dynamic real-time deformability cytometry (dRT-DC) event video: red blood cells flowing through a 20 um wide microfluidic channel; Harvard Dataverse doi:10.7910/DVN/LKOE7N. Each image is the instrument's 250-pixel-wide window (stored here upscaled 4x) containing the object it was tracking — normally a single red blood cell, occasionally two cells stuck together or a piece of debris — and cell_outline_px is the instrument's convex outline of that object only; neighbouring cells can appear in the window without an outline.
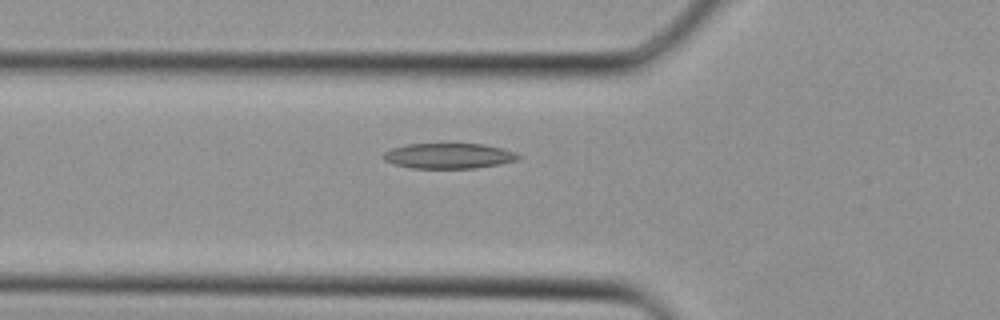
{"species": "Egyptian fruit bat (a non-hibernating species)", "species_latin": "Rousettus aegyptiacus", "temperature_condition": "cold", "stored_images_in_passage": 30, "camera_frame_rate_fps": 3000, "um_per_image_px": 0.085, "animal": {"sex": "female"}, "frame": {"image": 1, "passage_image": 5, "time_ms": 1.333, "image_size_px": [1000, 320], "cell_outline_px": [[520, 156], [516, 160], [500, 164], [476, 168], [412, 168], [392, 164], [384, 160], [384, 152], [392, 148], [408, 144], [484, 144], [516, 152]], "centroid_in_image_um": [38.13, 13.25], "position_along_channel_um": 87.7, "area_um2": 19.83}}
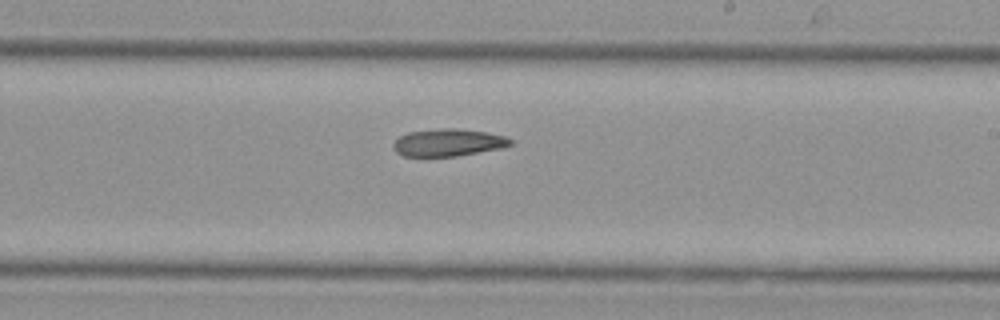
{"frame": {"image": 2, "passage_image": 14, "time_ms": 4.333, "image_size_px": [1000, 320], "cell_outline_px": [[512, 144], [500, 148], [456, 156], [404, 156], [396, 152], [392, 144], [400, 136], [408, 132], [444, 128], [456, 128], [488, 132], [504, 136], [512, 140]], "centroid_in_image_um": [38.09, 12.11], "position_along_channel_um": 250.9, "area_um2": 18.5}}
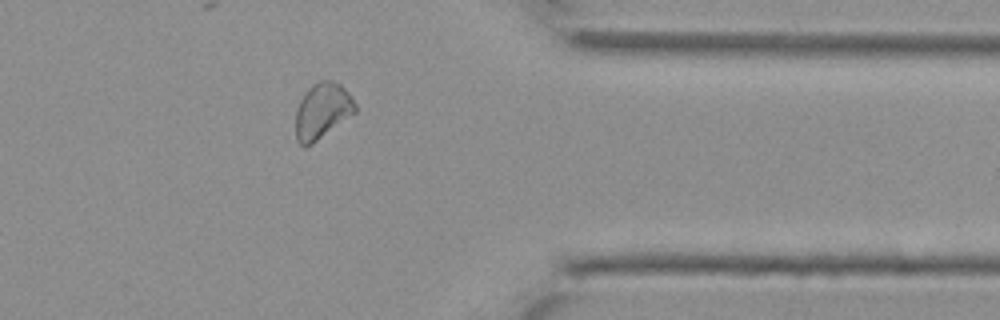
{"frame": {"image": 3, "passage_image": 22, "time_ms": 7.0, "image_size_px": [1000, 320], "cell_outline_px": [[356, 112], [312, 144], [300, 144], [296, 140], [296, 108], [304, 92], [312, 84], [320, 80], [332, 80], [340, 84], [352, 96], [356, 104]], "centroid_in_image_um": [27.39, 9.39], "position_along_channel_um": 384.0, "area_um2": 19.31}}